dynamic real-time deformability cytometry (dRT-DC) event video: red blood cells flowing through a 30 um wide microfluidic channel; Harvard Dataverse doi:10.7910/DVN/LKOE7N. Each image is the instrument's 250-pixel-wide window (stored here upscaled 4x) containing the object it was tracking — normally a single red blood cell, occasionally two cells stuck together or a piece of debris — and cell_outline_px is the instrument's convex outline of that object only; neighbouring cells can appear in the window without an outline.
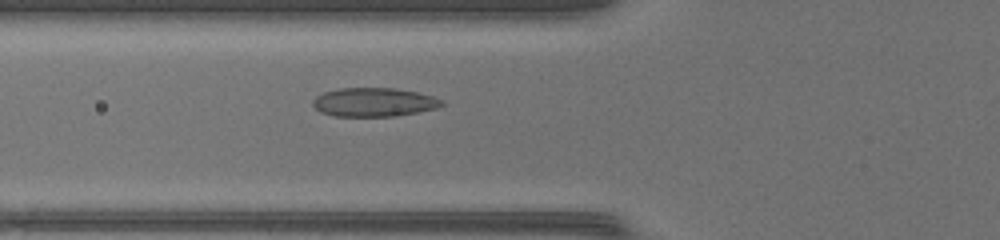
{"species": "common noctule bat (a hibernating species)", "species_latin": "Nyctalus noctula", "temperature_condition": "warm", "stored_images_in_passage": 45, "camera_frame_rate_fps": 3000, "um_per_image_px": 0.085, "animal": {"sex": "female", "body_mass_g": 17.0, "forearm_length_mm": 48.0}, "frame": {"image": 1, "passage_image": 15, "time_ms": 4.667, "image_size_px": [1000, 240], "cell_outline_px": [[444, 104], [436, 108], [416, 112], [392, 116], [332, 116], [320, 112], [312, 104], [312, 100], [316, 96], [324, 92], [340, 88], [396, 88], [416, 92], [432, 96], [444, 100]], "centroid_in_image_um": [31.76, 8.68], "position_along_channel_um": 94.0, "area_um2": 21.56}}
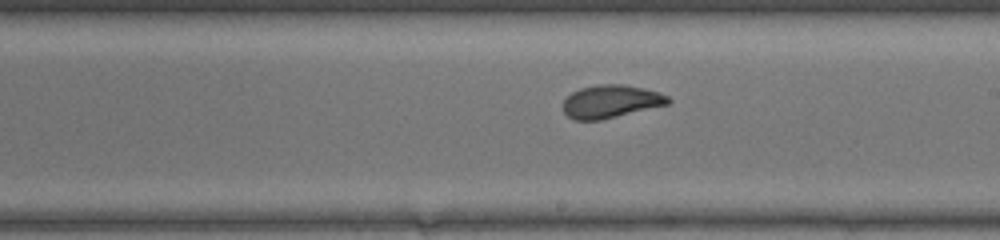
{"frame": {"image": 2, "passage_image": 25, "time_ms": 8.0, "image_size_px": [1000, 240], "cell_outline_px": [[672, 100], [668, 104], [600, 120], [572, 120], [564, 112], [564, 100], [572, 92], [580, 88], [600, 84], [624, 84], [644, 88], [660, 92], [668, 96]], "centroid_in_image_um": [51.93, 8.62], "position_along_channel_um": 237.1, "area_um2": 20.11}}
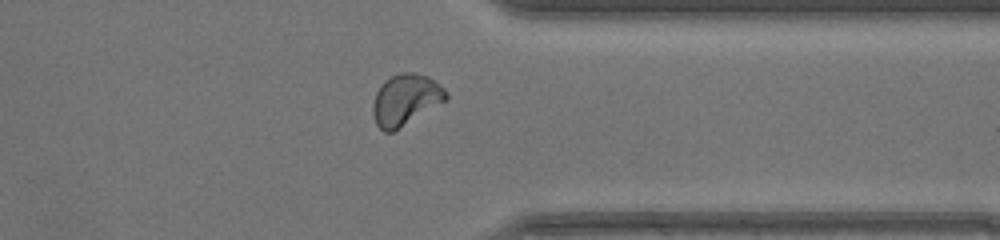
{"frame": {"image": 3, "passage_image": 35, "time_ms": 11.333, "image_size_px": [1000, 240], "cell_outline_px": [[448, 100], [392, 132], [384, 132], [376, 124], [372, 112], [372, 104], [376, 92], [380, 84], [384, 80], [400, 72], [412, 72], [428, 76], [436, 80], [448, 92]], "centroid_in_image_um": [34.49, 8.46], "position_along_channel_um": 376.9, "area_um2": 22.08}, "authors_computed_cell_mechanics": {"area_um2": 20.9814, "velocity_mm_per_s": 4.2897, "shape_relaxation_time_tau1_ms": 7.6305, "shape_relaxation_time_tau2_ms": 0.8495, "deformation_change_tau1": 0.2342, "deformation_change_tau2": 0.0517}}